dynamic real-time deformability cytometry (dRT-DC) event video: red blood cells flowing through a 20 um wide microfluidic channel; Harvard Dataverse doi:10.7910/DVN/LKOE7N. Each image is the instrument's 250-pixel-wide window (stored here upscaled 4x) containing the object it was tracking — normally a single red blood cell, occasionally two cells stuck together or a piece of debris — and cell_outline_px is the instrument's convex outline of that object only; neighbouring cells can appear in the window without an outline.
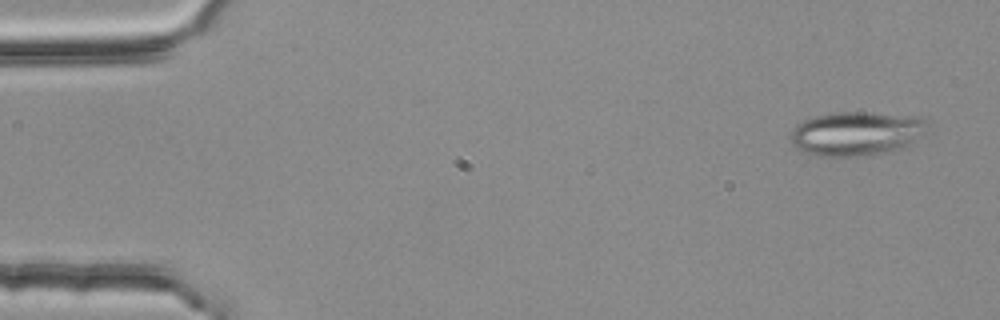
{"species": "common noctule bat (a hibernating species)", "species_latin": "Nyctalus noctula", "temperature_condition": "room temperature", "stored_images_in_passage": 5, "camera_frame_rate_fps": 3000, "um_per_image_px": 0.085, "animal": {"sex": "female", "body_mass_g": 25.1}, "frame": {"image": 1, "passage_image": 1, "time_ms": 0.0, "image_size_px": [1000, 320], "cell_outline_px": [[928, 124], [924, 132], [904, 148], [888, 152], [856, 156], [816, 156], [804, 152], [796, 148], [788, 140], [788, 136], [796, 124], [804, 120], [816, 116], [832, 112], [864, 112], [916, 116], [924, 120]], "centroid_in_image_um": [72.73, 11.35], "position_along_channel_um": 12.3, "area_um2": 35.26}}